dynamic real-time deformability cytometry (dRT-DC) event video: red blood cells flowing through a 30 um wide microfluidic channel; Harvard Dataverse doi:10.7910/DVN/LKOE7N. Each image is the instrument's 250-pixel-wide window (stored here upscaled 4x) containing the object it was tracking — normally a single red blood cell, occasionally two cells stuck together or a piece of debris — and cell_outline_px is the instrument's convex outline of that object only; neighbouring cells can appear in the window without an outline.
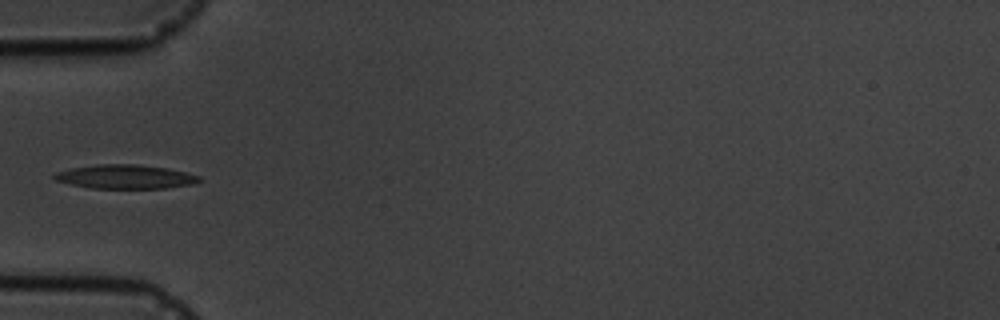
{"species": "common noctule bat (a hibernating species)", "species_latin": "Nyctalus noctula", "temperature_condition": "cold", "stored_images_in_passage": 6, "camera_frame_rate_fps": 3000, "um_per_image_px": 0.085, "animal": {"sex": "male", "body_mass_g": 19.5, "forearm_length_mm": 54.6}, "frame": {"image": 1, "passage_image": 5, "time_ms": 5.333, "image_size_px": [1000, 320], "cell_outline_px": [[200, 180], [192, 184], [164, 188], [92, 188], [72, 184], [56, 180], [52, 176], [56, 172], [68, 168], [96, 164], [136, 164], [168, 168], [200, 176]], "centroid_in_image_um": [10.62, 15.01], "position_along_channel_um": 74.4, "area_um2": 20.11}}
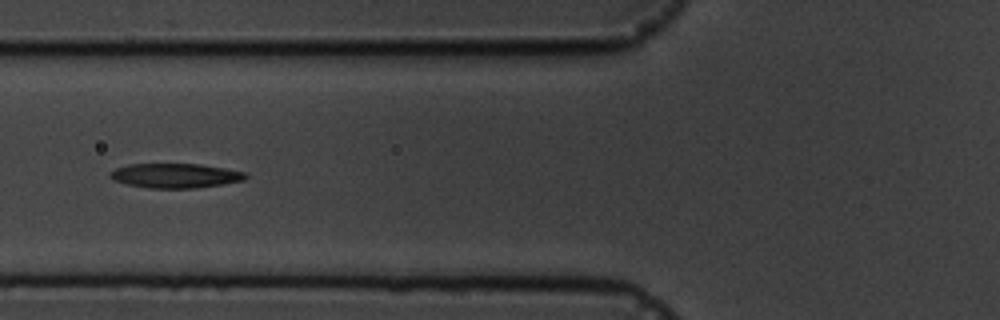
{"frame": {"image": 2, "passage_image": 6, "time_ms": 6.333, "image_size_px": [1000, 320], "cell_outline_px": [[248, 176], [244, 180], [224, 184], [196, 188], [148, 188], [128, 184], [112, 180], [108, 176], [108, 172], [116, 168], [128, 164], [200, 164], [224, 168], [244, 172]], "centroid_in_image_um": [14.87, 14.93], "position_along_channel_um": 110.9, "area_um2": 19.42}}